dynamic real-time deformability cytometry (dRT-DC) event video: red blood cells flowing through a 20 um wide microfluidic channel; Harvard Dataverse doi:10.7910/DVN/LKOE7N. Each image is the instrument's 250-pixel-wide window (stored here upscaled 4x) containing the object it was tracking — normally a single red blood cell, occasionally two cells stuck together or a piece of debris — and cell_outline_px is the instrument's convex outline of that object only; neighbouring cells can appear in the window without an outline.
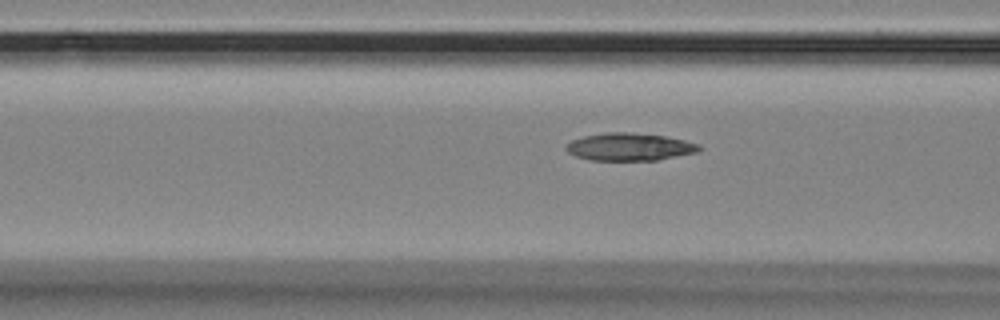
{"species": "Egyptian fruit bat (a non-hibernating species)", "species_latin": "Rousettus aegyptiacus", "temperature_condition": "room temperature", "stored_images_in_passage": 57, "camera_frame_rate_fps": 3000, "um_per_image_px": 0.085, "animal": {"sex": "female"}, "frame": {"image": 1, "passage_image": 22, "time_ms": 7.0, "image_size_px": [1000, 320], "cell_outline_px": [[704, 148], [696, 152], [656, 160], [588, 160], [576, 156], [568, 152], [564, 148], [572, 140], [584, 136], [604, 132], [632, 132], [664, 136], [684, 140], [700, 144]], "centroid_in_image_um": [53.51, 12.47], "position_along_channel_um": 113.1, "area_um2": 21.39}}
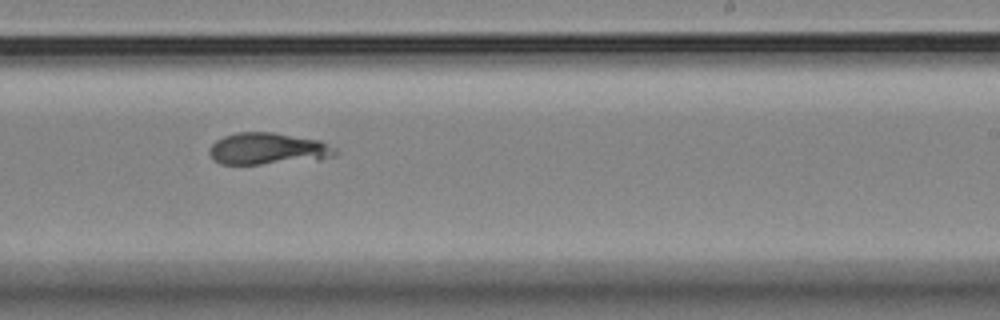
{"frame": {"image": 2, "passage_image": 35, "time_ms": 11.333, "image_size_px": [1000, 320], "cell_outline_px": [[340, 152], [336, 156], [320, 160], [260, 164], [220, 164], [212, 160], [208, 152], [212, 144], [216, 140], [224, 136], [236, 132], [272, 132], [320, 140], [336, 148]], "centroid_in_image_um": [22.81, 12.65], "position_along_channel_um": 266.2, "area_um2": 23.76}}
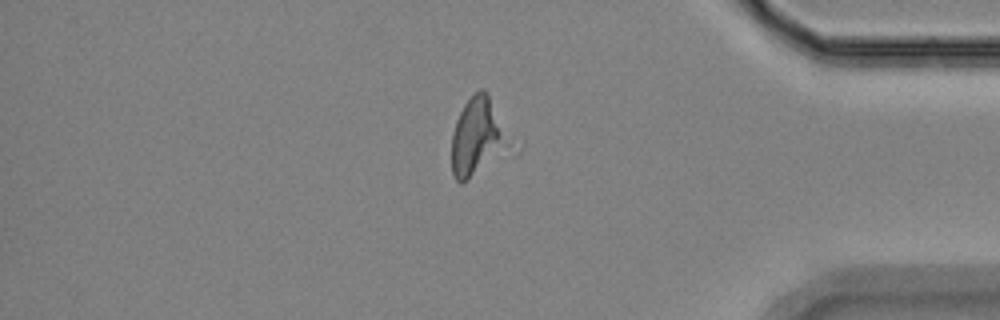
{"frame": {"image": 3, "passage_image": 48, "time_ms": 15.667, "image_size_px": [1000, 320], "cell_outline_px": [[496, 140], [472, 172], [460, 184], [456, 180], [452, 172], [452, 136], [456, 120], [464, 104], [480, 88], [484, 88], [488, 92], [496, 128]], "centroid_in_image_um": [40.17, 11.45], "position_along_channel_um": 395.0, "area_um2": 20.06}}